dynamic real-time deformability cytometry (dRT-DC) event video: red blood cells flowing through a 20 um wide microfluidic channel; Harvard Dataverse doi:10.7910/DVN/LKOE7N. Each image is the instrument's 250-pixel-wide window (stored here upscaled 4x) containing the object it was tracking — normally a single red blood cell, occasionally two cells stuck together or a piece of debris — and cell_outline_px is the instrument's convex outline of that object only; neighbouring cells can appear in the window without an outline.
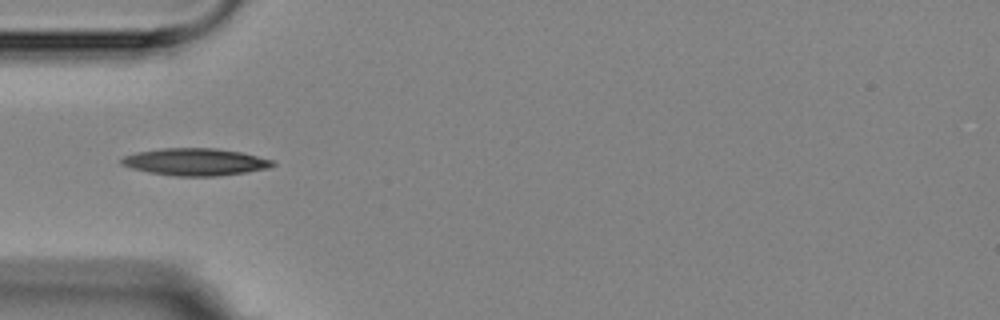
{"species": "Egyptian fruit bat (a non-hibernating species)", "species_latin": "Rousettus aegyptiacus", "temperature_condition": "room temperature", "stored_images_in_passage": 6, "camera_frame_rate_fps": 3000, "um_per_image_px": 0.085, "animal": {"sex": "female"}, "frame": {"image": 1, "passage_image": 3, "time_ms": 2.333, "image_size_px": [1000, 320], "cell_outline_px": [[276, 164], [268, 168], [248, 172], [216, 176], [172, 176], [148, 172], [132, 168], [120, 164], [120, 160], [124, 156], [136, 152], [160, 148], [216, 148], [240, 152], [272, 160]], "centroid_in_image_um": [16.57, 13.76], "position_along_channel_um": 68.4, "area_um2": 23.99}}
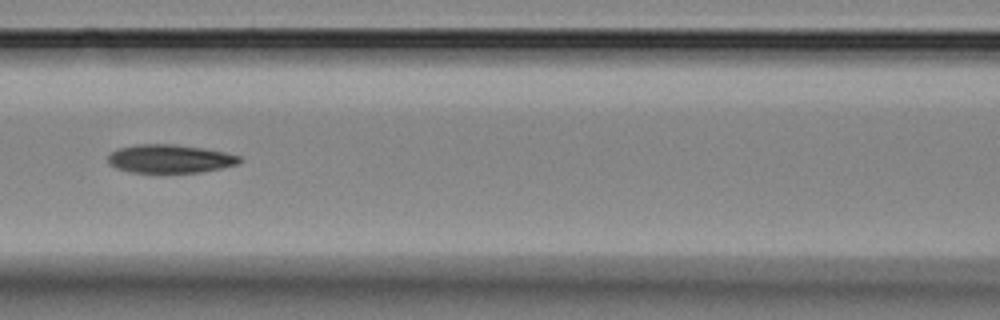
{"frame": {"image": 2, "passage_image": 5, "time_ms": 4.667, "image_size_px": [1000, 320], "cell_outline_px": [[240, 160], [236, 164], [220, 168], [200, 172], [128, 172], [116, 168], [108, 164], [108, 156], [112, 152], [120, 148], [136, 144], [172, 144], [204, 148], [224, 152], [240, 156]], "centroid_in_image_um": [14.4, 13.49], "position_along_channel_um": 152.2, "area_um2": 21.56}}
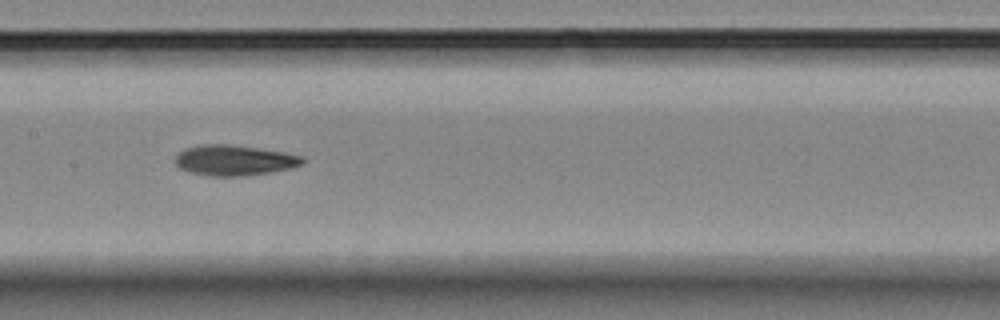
{"frame": {"image": 3, "passage_image": 6, "time_ms": 5.667, "image_size_px": [1000, 320], "cell_outline_px": [[304, 164], [272, 172], [244, 176], [212, 176], [188, 172], [180, 168], [172, 160], [184, 148], [204, 144], [232, 144], [284, 152], [304, 156]], "centroid_in_image_um": [19.9, 13.62], "position_along_channel_um": 187.5, "area_um2": 22.77}}